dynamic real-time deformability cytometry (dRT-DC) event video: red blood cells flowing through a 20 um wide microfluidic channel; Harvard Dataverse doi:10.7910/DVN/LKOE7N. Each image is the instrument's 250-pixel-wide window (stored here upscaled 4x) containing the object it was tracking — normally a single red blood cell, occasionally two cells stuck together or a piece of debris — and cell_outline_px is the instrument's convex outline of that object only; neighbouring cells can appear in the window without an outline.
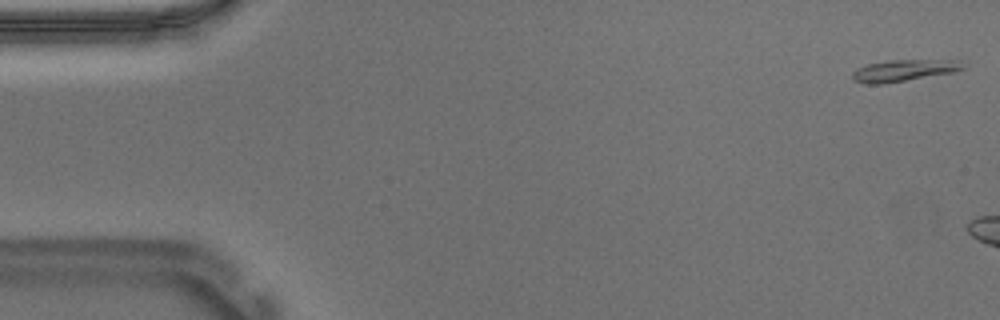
{"species": "Egyptian fruit bat (a non-hibernating species)", "species_latin": "Rousettus aegyptiacus", "temperature_condition": "warm", "stored_images_in_passage": 6, "camera_frame_rate_fps": 3000, "um_per_image_px": 0.085, "animal": {"sex": "male"}, "frame": {"image": 1, "passage_image": 1, "time_ms": 0.0, "image_size_px": [1000, 320], "cell_outline_px": [[968, 64], [964, 68], [952, 72], [880, 84], [868, 84], [852, 80], [852, 72], [856, 68], [868, 64], [888, 60], [956, 60]], "centroid_in_image_um": [76.8, 5.98], "position_along_channel_um": 8.2, "area_um2": 13.76}}